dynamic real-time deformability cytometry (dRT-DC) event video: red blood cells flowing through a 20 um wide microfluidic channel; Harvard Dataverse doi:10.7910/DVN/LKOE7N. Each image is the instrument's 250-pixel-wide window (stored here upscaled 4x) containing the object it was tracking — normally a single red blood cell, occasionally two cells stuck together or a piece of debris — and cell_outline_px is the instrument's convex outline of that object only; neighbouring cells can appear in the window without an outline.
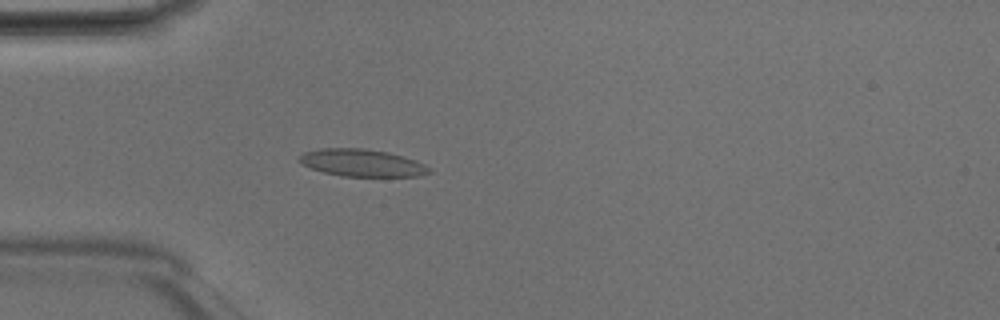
{"species": "Egyptian fruit bat (a non-hibernating species)", "species_latin": "Rousettus aegyptiacus", "temperature_condition": "room temperature", "stored_images_in_passage": 48, "camera_frame_rate_fps": 3000, "um_per_image_px": 0.085, "animal": {"sex": "male"}, "frame": {"image": 1, "passage_image": 14, "time_ms": 4.333, "image_size_px": [1000, 320], "cell_outline_px": [[432, 172], [416, 176], [344, 176], [324, 172], [300, 164], [296, 160], [304, 152], [320, 148], [364, 148], [388, 152], [404, 156], [416, 160], [432, 168]], "centroid_in_image_um": [30.77, 13.83], "position_along_channel_um": 54.2, "area_um2": 20.75}}
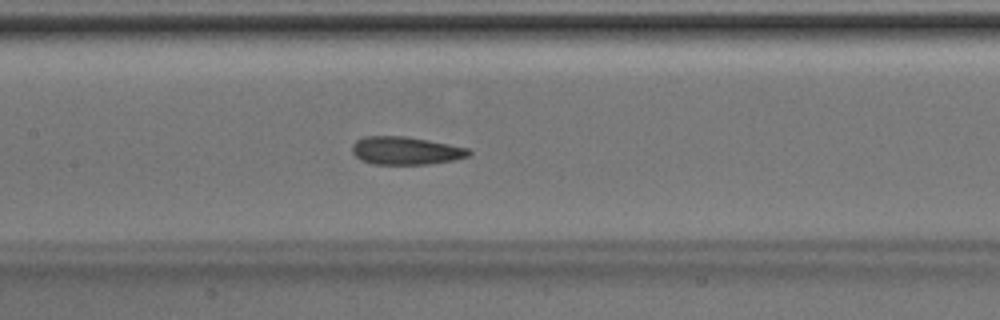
{"frame": {"image": 2, "passage_image": 23, "time_ms": 7.333, "image_size_px": [1000, 320], "cell_outline_px": [[472, 152], [468, 156], [452, 160], [428, 164], [372, 164], [360, 160], [352, 152], [352, 144], [356, 140], [364, 136], [408, 136], [468, 148]], "centroid_in_image_um": [34.45, 12.8], "position_along_channel_um": 173.0, "area_um2": 19.02}}
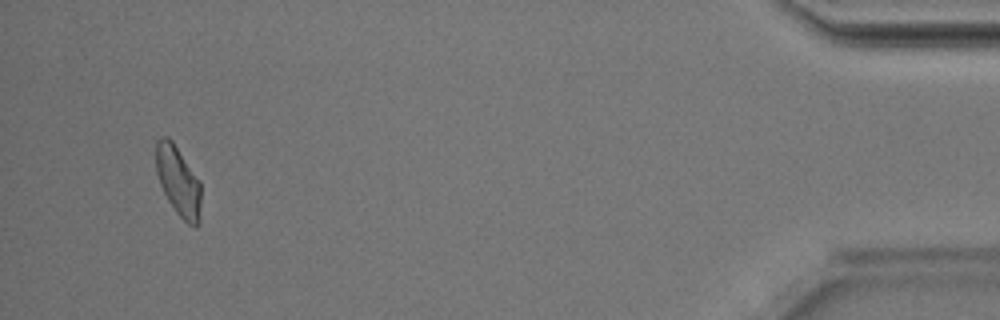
{"frame": {"image": 3, "passage_image": 46, "time_ms": 15.0, "image_size_px": [1000, 320], "cell_outline_px": [[200, 224], [196, 228], [188, 224], [176, 212], [168, 200], [160, 184], [156, 172], [156, 140], [160, 136], [168, 136], [172, 140], [200, 180]], "centroid_in_image_um": [15.16, 15.39], "position_along_channel_um": 420.0, "area_um2": 18.44}, "authors_computed_cell_mechanics": {"area_um2": 19.5075, "velocity_mm_per_s": 4.2162, "shape_relaxation_time_tau1_ms": 9.1212, "shape_relaxation_time_tau2_ms": 2.0538, "deformation_change_tau1": 0.1544, "deformation_change_tau2": 0.0951}}